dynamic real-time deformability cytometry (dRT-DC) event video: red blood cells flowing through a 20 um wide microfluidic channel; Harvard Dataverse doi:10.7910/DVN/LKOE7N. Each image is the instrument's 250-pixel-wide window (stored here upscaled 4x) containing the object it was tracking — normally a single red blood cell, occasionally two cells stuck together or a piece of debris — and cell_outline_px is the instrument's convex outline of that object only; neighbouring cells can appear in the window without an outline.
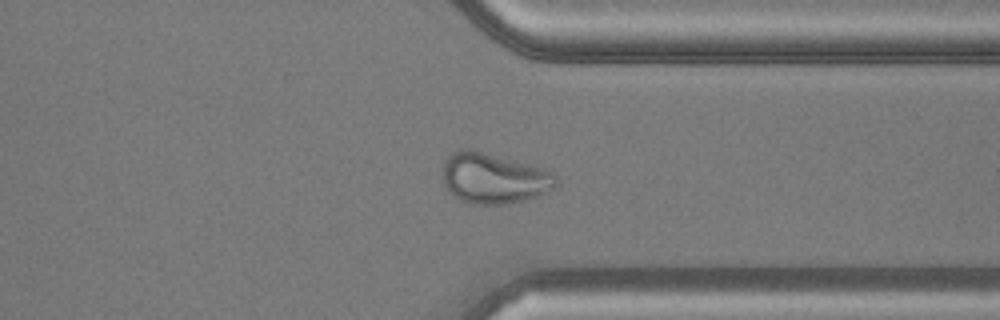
{"species": "common noctule bat (a hibernating species)", "species_latin": "Nyctalus noctula", "temperature_condition": "warm", "stored_images_in_passage": 46, "camera_frame_rate_fps": 3000, "um_per_image_px": 0.085, "animal": {"sex": "male", "body_mass_g": 20.5, "forearm_length_mm": 52.5}, "frame": {"image": 1, "passage_image": 36, "time_ms": 11.667, "image_size_px": [1000, 320], "cell_outline_px": [[556, 184], [552, 188], [536, 196], [524, 200], [508, 204], [472, 204], [460, 200], [452, 196], [444, 184], [444, 160], [452, 152], [460, 148], [468, 148], [544, 168], [552, 172], [556, 176]], "centroid_in_image_um": [41.93, 15.15], "position_along_channel_um": 369.5, "area_um2": 33.23}}
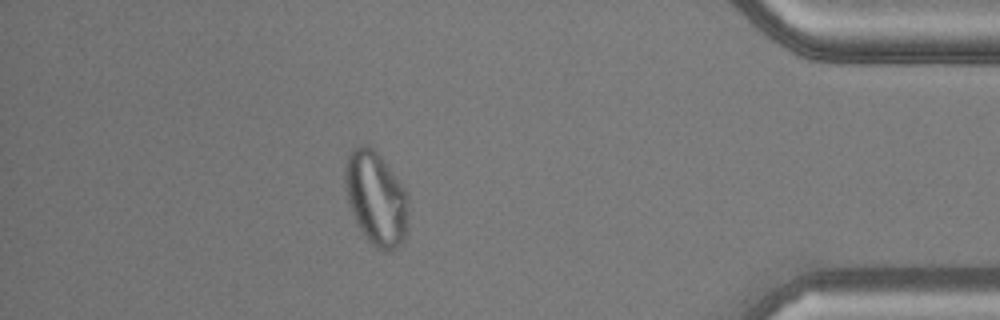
{"frame": {"image": 2, "passage_image": 41, "time_ms": 13.333, "image_size_px": [1000, 320], "cell_outline_px": [[408, 232], [404, 240], [396, 248], [388, 252], [384, 252], [376, 248], [364, 236], [348, 204], [344, 184], [344, 164], [348, 152], [352, 148], [360, 144], [368, 144], [380, 156], [408, 192]], "centroid_in_image_um": [31.96, 16.85], "position_along_channel_um": 403.2, "area_um2": 35.26}}